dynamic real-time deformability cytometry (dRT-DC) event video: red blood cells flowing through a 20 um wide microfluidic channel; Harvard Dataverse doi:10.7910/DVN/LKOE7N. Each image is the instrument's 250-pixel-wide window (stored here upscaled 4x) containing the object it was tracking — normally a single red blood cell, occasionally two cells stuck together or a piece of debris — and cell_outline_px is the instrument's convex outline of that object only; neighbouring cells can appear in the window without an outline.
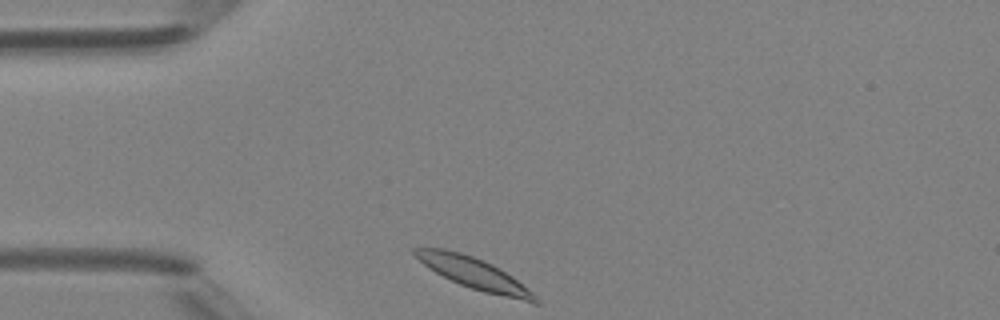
{"species": "Egyptian fruit bat (a non-hibernating species)", "species_latin": "Rousettus aegyptiacus", "temperature_condition": "room temperature", "stored_images_in_passage": 3, "camera_frame_rate_fps": 3000, "um_per_image_px": 0.085, "animal": {"sex": "female"}, "frame": {"image": 1, "passage_image": 1, "time_ms": 0.0, "image_size_px": [1000, 320], "cell_outline_px": [[540, 304], [536, 304], [484, 292], [460, 284], [436, 272], [424, 264], [412, 252], [412, 248], [444, 248], [460, 252], [484, 260], [500, 268], [512, 276], [532, 292], [540, 300]], "centroid_in_image_um": [40.33, 23.24], "position_along_channel_um": 44.7, "area_um2": 21.62}}
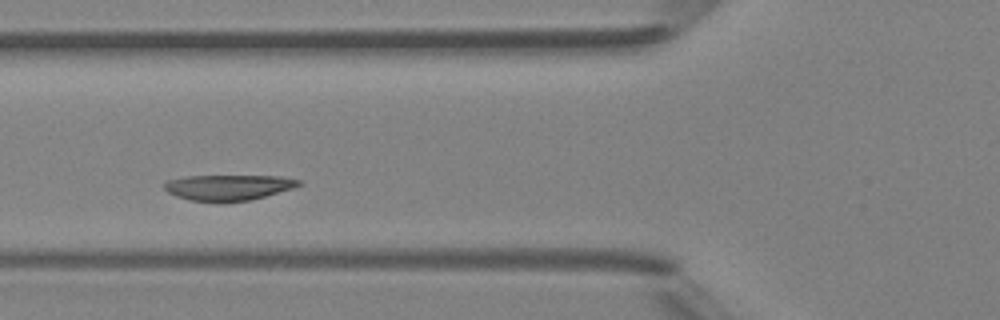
{"frame": {"image": 2, "passage_image": 3, "time_ms": 2.333, "image_size_px": [1000, 320], "cell_outline_px": [[304, 184], [292, 188], [264, 196], [248, 200], [188, 200], [176, 196], [168, 192], [164, 188], [164, 180], [184, 176], [280, 176], [300, 180]], "centroid_in_image_um": [19.38, 15.89], "position_along_channel_um": 106.4, "area_um2": 19.65}}